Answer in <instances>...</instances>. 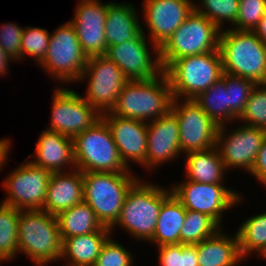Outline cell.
<instances>
[{
  "mask_svg": "<svg viewBox=\"0 0 266 266\" xmlns=\"http://www.w3.org/2000/svg\"><path fill=\"white\" fill-rule=\"evenodd\" d=\"M20 210L0 203V262L12 261L18 255V222Z\"/></svg>",
  "mask_w": 266,
  "mask_h": 266,
  "instance_id": "obj_30",
  "label": "cell"
},
{
  "mask_svg": "<svg viewBox=\"0 0 266 266\" xmlns=\"http://www.w3.org/2000/svg\"><path fill=\"white\" fill-rule=\"evenodd\" d=\"M194 245L197 248L199 266H236L244 260L237 233L229 237L219 229L213 236Z\"/></svg>",
  "mask_w": 266,
  "mask_h": 266,
  "instance_id": "obj_23",
  "label": "cell"
},
{
  "mask_svg": "<svg viewBox=\"0 0 266 266\" xmlns=\"http://www.w3.org/2000/svg\"><path fill=\"white\" fill-rule=\"evenodd\" d=\"M250 174L266 187V136L262 142L261 148L258 152L255 164Z\"/></svg>",
  "mask_w": 266,
  "mask_h": 266,
  "instance_id": "obj_41",
  "label": "cell"
},
{
  "mask_svg": "<svg viewBox=\"0 0 266 266\" xmlns=\"http://www.w3.org/2000/svg\"><path fill=\"white\" fill-rule=\"evenodd\" d=\"M237 120L242 124L266 130V84H256Z\"/></svg>",
  "mask_w": 266,
  "mask_h": 266,
  "instance_id": "obj_35",
  "label": "cell"
},
{
  "mask_svg": "<svg viewBox=\"0 0 266 266\" xmlns=\"http://www.w3.org/2000/svg\"><path fill=\"white\" fill-rule=\"evenodd\" d=\"M218 49L223 72L266 84V45L253 31L221 30Z\"/></svg>",
  "mask_w": 266,
  "mask_h": 266,
  "instance_id": "obj_2",
  "label": "cell"
},
{
  "mask_svg": "<svg viewBox=\"0 0 266 266\" xmlns=\"http://www.w3.org/2000/svg\"><path fill=\"white\" fill-rule=\"evenodd\" d=\"M179 133L178 120L171 111L147 123L146 168L152 170L179 157Z\"/></svg>",
  "mask_w": 266,
  "mask_h": 266,
  "instance_id": "obj_20",
  "label": "cell"
},
{
  "mask_svg": "<svg viewBox=\"0 0 266 266\" xmlns=\"http://www.w3.org/2000/svg\"><path fill=\"white\" fill-rule=\"evenodd\" d=\"M11 57L0 47V76L5 75L8 71V62L11 61Z\"/></svg>",
  "mask_w": 266,
  "mask_h": 266,
  "instance_id": "obj_44",
  "label": "cell"
},
{
  "mask_svg": "<svg viewBox=\"0 0 266 266\" xmlns=\"http://www.w3.org/2000/svg\"><path fill=\"white\" fill-rule=\"evenodd\" d=\"M172 193L171 187L163 188L137 180L128 190L119 219L114 227L121 226L138 240L153 238L162 202Z\"/></svg>",
  "mask_w": 266,
  "mask_h": 266,
  "instance_id": "obj_3",
  "label": "cell"
},
{
  "mask_svg": "<svg viewBox=\"0 0 266 266\" xmlns=\"http://www.w3.org/2000/svg\"><path fill=\"white\" fill-rule=\"evenodd\" d=\"M194 7L190 0H144L143 15L153 51H159Z\"/></svg>",
  "mask_w": 266,
  "mask_h": 266,
  "instance_id": "obj_17",
  "label": "cell"
},
{
  "mask_svg": "<svg viewBox=\"0 0 266 266\" xmlns=\"http://www.w3.org/2000/svg\"><path fill=\"white\" fill-rule=\"evenodd\" d=\"M50 32L43 28L25 27L21 37V59L25 56L33 57L40 63L49 47Z\"/></svg>",
  "mask_w": 266,
  "mask_h": 266,
  "instance_id": "obj_37",
  "label": "cell"
},
{
  "mask_svg": "<svg viewBox=\"0 0 266 266\" xmlns=\"http://www.w3.org/2000/svg\"><path fill=\"white\" fill-rule=\"evenodd\" d=\"M194 100L218 126L225 125L229 120V97L221 79Z\"/></svg>",
  "mask_w": 266,
  "mask_h": 266,
  "instance_id": "obj_31",
  "label": "cell"
},
{
  "mask_svg": "<svg viewBox=\"0 0 266 266\" xmlns=\"http://www.w3.org/2000/svg\"><path fill=\"white\" fill-rule=\"evenodd\" d=\"M73 149L76 169L82 172H131L123 163L112 132L102 117L73 138Z\"/></svg>",
  "mask_w": 266,
  "mask_h": 266,
  "instance_id": "obj_7",
  "label": "cell"
},
{
  "mask_svg": "<svg viewBox=\"0 0 266 266\" xmlns=\"http://www.w3.org/2000/svg\"><path fill=\"white\" fill-rule=\"evenodd\" d=\"M35 155L29 154L30 157H35L31 162L50 173L64 172L63 167L66 165L76 169L73 138L64 134L45 129L36 143Z\"/></svg>",
  "mask_w": 266,
  "mask_h": 266,
  "instance_id": "obj_21",
  "label": "cell"
},
{
  "mask_svg": "<svg viewBox=\"0 0 266 266\" xmlns=\"http://www.w3.org/2000/svg\"><path fill=\"white\" fill-rule=\"evenodd\" d=\"M186 211L181 202L171 193L162 202L154 235L149 242H154L157 246L180 244V230L184 224Z\"/></svg>",
  "mask_w": 266,
  "mask_h": 266,
  "instance_id": "obj_27",
  "label": "cell"
},
{
  "mask_svg": "<svg viewBox=\"0 0 266 266\" xmlns=\"http://www.w3.org/2000/svg\"><path fill=\"white\" fill-rule=\"evenodd\" d=\"M185 155L186 179L205 184L223 182L226 168L215 146Z\"/></svg>",
  "mask_w": 266,
  "mask_h": 266,
  "instance_id": "obj_26",
  "label": "cell"
},
{
  "mask_svg": "<svg viewBox=\"0 0 266 266\" xmlns=\"http://www.w3.org/2000/svg\"><path fill=\"white\" fill-rule=\"evenodd\" d=\"M222 183L205 184L193 180L184 181L171 188L174 196L186 210H193L211 217L220 227L224 211L240 204V193L225 188Z\"/></svg>",
  "mask_w": 266,
  "mask_h": 266,
  "instance_id": "obj_11",
  "label": "cell"
},
{
  "mask_svg": "<svg viewBox=\"0 0 266 266\" xmlns=\"http://www.w3.org/2000/svg\"><path fill=\"white\" fill-rule=\"evenodd\" d=\"M221 30L195 9L159 49L163 71L176 59L218 50Z\"/></svg>",
  "mask_w": 266,
  "mask_h": 266,
  "instance_id": "obj_8",
  "label": "cell"
},
{
  "mask_svg": "<svg viewBox=\"0 0 266 266\" xmlns=\"http://www.w3.org/2000/svg\"><path fill=\"white\" fill-rule=\"evenodd\" d=\"M138 179L130 172H83L84 201L102 226H114L128 190Z\"/></svg>",
  "mask_w": 266,
  "mask_h": 266,
  "instance_id": "obj_5",
  "label": "cell"
},
{
  "mask_svg": "<svg viewBox=\"0 0 266 266\" xmlns=\"http://www.w3.org/2000/svg\"><path fill=\"white\" fill-rule=\"evenodd\" d=\"M10 143L9 139H0V170H2L1 168H3L5 162L7 161V156L10 151L9 148H11Z\"/></svg>",
  "mask_w": 266,
  "mask_h": 266,
  "instance_id": "obj_42",
  "label": "cell"
},
{
  "mask_svg": "<svg viewBox=\"0 0 266 266\" xmlns=\"http://www.w3.org/2000/svg\"><path fill=\"white\" fill-rule=\"evenodd\" d=\"M111 229L102 227L90 234L73 236L62 240V256L68 266H94Z\"/></svg>",
  "mask_w": 266,
  "mask_h": 266,
  "instance_id": "obj_24",
  "label": "cell"
},
{
  "mask_svg": "<svg viewBox=\"0 0 266 266\" xmlns=\"http://www.w3.org/2000/svg\"><path fill=\"white\" fill-rule=\"evenodd\" d=\"M133 5L109 2L105 21L107 46L119 45L135 38L142 30Z\"/></svg>",
  "mask_w": 266,
  "mask_h": 266,
  "instance_id": "obj_25",
  "label": "cell"
},
{
  "mask_svg": "<svg viewBox=\"0 0 266 266\" xmlns=\"http://www.w3.org/2000/svg\"><path fill=\"white\" fill-rule=\"evenodd\" d=\"M180 100L173 99L170 111L176 116L179 123L181 153L187 154L216 146L219 126L194 99L182 98Z\"/></svg>",
  "mask_w": 266,
  "mask_h": 266,
  "instance_id": "obj_12",
  "label": "cell"
},
{
  "mask_svg": "<svg viewBox=\"0 0 266 266\" xmlns=\"http://www.w3.org/2000/svg\"><path fill=\"white\" fill-rule=\"evenodd\" d=\"M101 117L108 124L123 163L130 168L131 160L146 168L147 122L122 118L107 112Z\"/></svg>",
  "mask_w": 266,
  "mask_h": 266,
  "instance_id": "obj_19",
  "label": "cell"
},
{
  "mask_svg": "<svg viewBox=\"0 0 266 266\" xmlns=\"http://www.w3.org/2000/svg\"><path fill=\"white\" fill-rule=\"evenodd\" d=\"M133 39L107 47L105 56L113 61L128 80H150L159 76L162 66L159 51H150L144 29ZM155 53L154 59L150 55Z\"/></svg>",
  "mask_w": 266,
  "mask_h": 266,
  "instance_id": "obj_16",
  "label": "cell"
},
{
  "mask_svg": "<svg viewBox=\"0 0 266 266\" xmlns=\"http://www.w3.org/2000/svg\"><path fill=\"white\" fill-rule=\"evenodd\" d=\"M266 13V0H239L238 15L232 29L254 31Z\"/></svg>",
  "mask_w": 266,
  "mask_h": 266,
  "instance_id": "obj_38",
  "label": "cell"
},
{
  "mask_svg": "<svg viewBox=\"0 0 266 266\" xmlns=\"http://www.w3.org/2000/svg\"><path fill=\"white\" fill-rule=\"evenodd\" d=\"M172 101L169 79L163 71L154 79L128 80L111 113L122 118L150 122L168 113Z\"/></svg>",
  "mask_w": 266,
  "mask_h": 266,
  "instance_id": "obj_1",
  "label": "cell"
},
{
  "mask_svg": "<svg viewBox=\"0 0 266 266\" xmlns=\"http://www.w3.org/2000/svg\"><path fill=\"white\" fill-rule=\"evenodd\" d=\"M226 125H220L217 131L216 148L226 170L242 168L250 173L258 152L266 136V130L242 125L226 134Z\"/></svg>",
  "mask_w": 266,
  "mask_h": 266,
  "instance_id": "obj_15",
  "label": "cell"
},
{
  "mask_svg": "<svg viewBox=\"0 0 266 266\" xmlns=\"http://www.w3.org/2000/svg\"><path fill=\"white\" fill-rule=\"evenodd\" d=\"M112 238L103 245L94 266H133V255Z\"/></svg>",
  "mask_w": 266,
  "mask_h": 266,
  "instance_id": "obj_39",
  "label": "cell"
},
{
  "mask_svg": "<svg viewBox=\"0 0 266 266\" xmlns=\"http://www.w3.org/2000/svg\"><path fill=\"white\" fill-rule=\"evenodd\" d=\"M221 80L226 85L229 97V122L237 118L243 112L245 105L250 97L256 83L239 76L230 75L223 72Z\"/></svg>",
  "mask_w": 266,
  "mask_h": 266,
  "instance_id": "obj_33",
  "label": "cell"
},
{
  "mask_svg": "<svg viewBox=\"0 0 266 266\" xmlns=\"http://www.w3.org/2000/svg\"><path fill=\"white\" fill-rule=\"evenodd\" d=\"M61 240L78 235L90 234L103 226L98 221L95 212L85 202H80L57 216Z\"/></svg>",
  "mask_w": 266,
  "mask_h": 266,
  "instance_id": "obj_28",
  "label": "cell"
},
{
  "mask_svg": "<svg viewBox=\"0 0 266 266\" xmlns=\"http://www.w3.org/2000/svg\"><path fill=\"white\" fill-rule=\"evenodd\" d=\"M263 257L264 259H266V248L261 252V254L259 255V257Z\"/></svg>",
  "mask_w": 266,
  "mask_h": 266,
  "instance_id": "obj_45",
  "label": "cell"
},
{
  "mask_svg": "<svg viewBox=\"0 0 266 266\" xmlns=\"http://www.w3.org/2000/svg\"><path fill=\"white\" fill-rule=\"evenodd\" d=\"M200 1L199 5L195 4V10L212 21L220 30H222L224 21L227 23L230 22L232 26L235 25L239 9V0Z\"/></svg>",
  "mask_w": 266,
  "mask_h": 266,
  "instance_id": "obj_34",
  "label": "cell"
},
{
  "mask_svg": "<svg viewBox=\"0 0 266 266\" xmlns=\"http://www.w3.org/2000/svg\"><path fill=\"white\" fill-rule=\"evenodd\" d=\"M220 226L206 214L187 210L180 230V243L194 245L213 236Z\"/></svg>",
  "mask_w": 266,
  "mask_h": 266,
  "instance_id": "obj_32",
  "label": "cell"
},
{
  "mask_svg": "<svg viewBox=\"0 0 266 266\" xmlns=\"http://www.w3.org/2000/svg\"><path fill=\"white\" fill-rule=\"evenodd\" d=\"M53 94L52 116L46 129L74 138L101 118V114L74 90L58 86Z\"/></svg>",
  "mask_w": 266,
  "mask_h": 266,
  "instance_id": "obj_14",
  "label": "cell"
},
{
  "mask_svg": "<svg viewBox=\"0 0 266 266\" xmlns=\"http://www.w3.org/2000/svg\"><path fill=\"white\" fill-rule=\"evenodd\" d=\"M18 251L38 266L60 260L62 240L56 216L44 210H20Z\"/></svg>",
  "mask_w": 266,
  "mask_h": 266,
  "instance_id": "obj_4",
  "label": "cell"
},
{
  "mask_svg": "<svg viewBox=\"0 0 266 266\" xmlns=\"http://www.w3.org/2000/svg\"><path fill=\"white\" fill-rule=\"evenodd\" d=\"M83 201V172L81 170L71 169L70 172L51 173L44 211L57 216Z\"/></svg>",
  "mask_w": 266,
  "mask_h": 266,
  "instance_id": "obj_22",
  "label": "cell"
},
{
  "mask_svg": "<svg viewBox=\"0 0 266 266\" xmlns=\"http://www.w3.org/2000/svg\"><path fill=\"white\" fill-rule=\"evenodd\" d=\"M253 32L266 45V13Z\"/></svg>",
  "mask_w": 266,
  "mask_h": 266,
  "instance_id": "obj_43",
  "label": "cell"
},
{
  "mask_svg": "<svg viewBox=\"0 0 266 266\" xmlns=\"http://www.w3.org/2000/svg\"><path fill=\"white\" fill-rule=\"evenodd\" d=\"M241 225L236 233L242 258L254 252L259 256L266 248V212L246 219Z\"/></svg>",
  "mask_w": 266,
  "mask_h": 266,
  "instance_id": "obj_29",
  "label": "cell"
},
{
  "mask_svg": "<svg viewBox=\"0 0 266 266\" xmlns=\"http://www.w3.org/2000/svg\"><path fill=\"white\" fill-rule=\"evenodd\" d=\"M86 78L88 86L83 98L101 115L111 112L128 81L122 70L106 56L90 57L79 80Z\"/></svg>",
  "mask_w": 266,
  "mask_h": 266,
  "instance_id": "obj_10",
  "label": "cell"
},
{
  "mask_svg": "<svg viewBox=\"0 0 266 266\" xmlns=\"http://www.w3.org/2000/svg\"><path fill=\"white\" fill-rule=\"evenodd\" d=\"M88 57L73 25L68 21L50 34L49 47L44 59L38 64L49 75L62 83L79 82L84 72Z\"/></svg>",
  "mask_w": 266,
  "mask_h": 266,
  "instance_id": "obj_9",
  "label": "cell"
},
{
  "mask_svg": "<svg viewBox=\"0 0 266 266\" xmlns=\"http://www.w3.org/2000/svg\"><path fill=\"white\" fill-rule=\"evenodd\" d=\"M173 99H195L218 82L223 74L219 49L174 60L165 70Z\"/></svg>",
  "mask_w": 266,
  "mask_h": 266,
  "instance_id": "obj_6",
  "label": "cell"
},
{
  "mask_svg": "<svg viewBox=\"0 0 266 266\" xmlns=\"http://www.w3.org/2000/svg\"><path fill=\"white\" fill-rule=\"evenodd\" d=\"M23 29L12 22L0 26V47L12 58L21 60V37ZM14 59V60H13Z\"/></svg>",
  "mask_w": 266,
  "mask_h": 266,
  "instance_id": "obj_40",
  "label": "cell"
},
{
  "mask_svg": "<svg viewBox=\"0 0 266 266\" xmlns=\"http://www.w3.org/2000/svg\"><path fill=\"white\" fill-rule=\"evenodd\" d=\"M26 161L4 179L3 186L8 197L2 203L19 210H44L51 173Z\"/></svg>",
  "mask_w": 266,
  "mask_h": 266,
  "instance_id": "obj_13",
  "label": "cell"
},
{
  "mask_svg": "<svg viewBox=\"0 0 266 266\" xmlns=\"http://www.w3.org/2000/svg\"><path fill=\"white\" fill-rule=\"evenodd\" d=\"M108 4L99 0H80L74 17L69 21L75 28L82 50L88 58L106 54L108 46L105 21Z\"/></svg>",
  "mask_w": 266,
  "mask_h": 266,
  "instance_id": "obj_18",
  "label": "cell"
},
{
  "mask_svg": "<svg viewBox=\"0 0 266 266\" xmlns=\"http://www.w3.org/2000/svg\"><path fill=\"white\" fill-rule=\"evenodd\" d=\"M158 247L160 266H199L195 245L180 243Z\"/></svg>",
  "mask_w": 266,
  "mask_h": 266,
  "instance_id": "obj_36",
  "label": "cell"
}]
</instances>
